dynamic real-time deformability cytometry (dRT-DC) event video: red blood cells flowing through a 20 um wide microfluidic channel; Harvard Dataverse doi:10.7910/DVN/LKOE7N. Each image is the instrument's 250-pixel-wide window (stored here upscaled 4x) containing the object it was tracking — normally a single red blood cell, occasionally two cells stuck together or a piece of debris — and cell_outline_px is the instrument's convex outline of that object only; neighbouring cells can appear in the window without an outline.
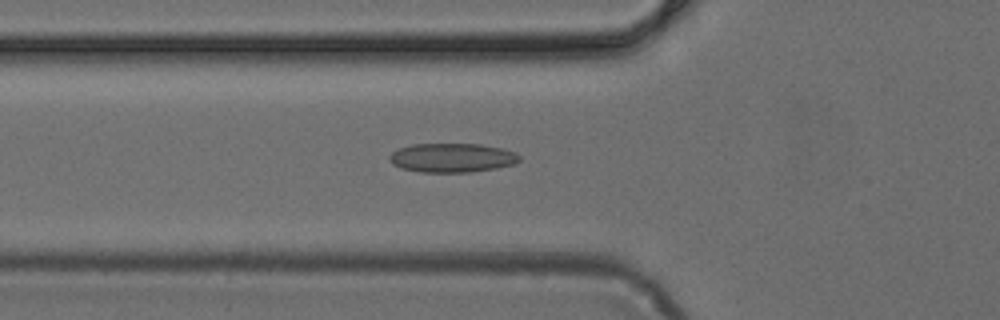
{"species": "common noctule bat (a hibernating species)", "species_latin": "Nyctalus noctula", "temperature_condition": "cold", "stored_images_in_passage": 37, "camera_frame_rate_fps": 3000, "um_per_image_px": 0.085, "animal": {"sex": "female", "body_mass_g": 24.6, "forearm_length_mm": 56.2}, "frame": {"image": 1, "passage_image": 5, "time_ms": 1.333, "image_size_px": [1000, 320], "cell_outline_px": [[520, 160], [516, 164], [496, 168], [472, 172], [420, 172], [400, 168], [392, 164], [388, 160], [388, 156], [392, 152], [400, 148], [412, 144], [480, 144], [504, 148], [516, 152], [520, 156]], "centroid_in_image_um": [38.44, 13.41], "position_along_channel_um": 87.4, "area_um2": 22.31}}
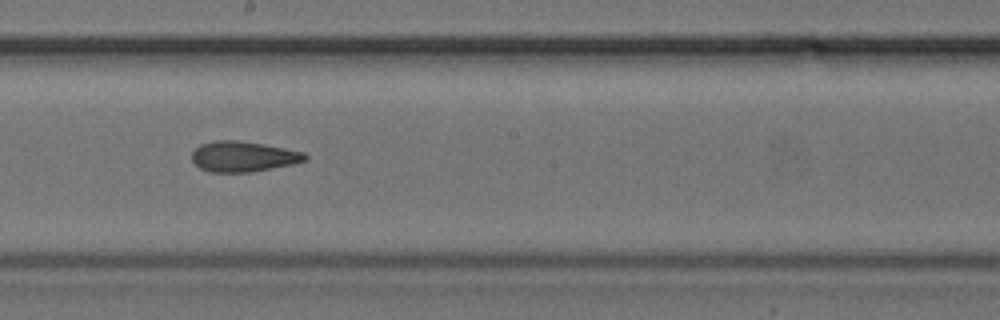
{"frame": {"image": 2, "passage_image": 15, "time_ms": 4.667, "image_size_px": [1000, 320], "cell_outline_px": [[308, 160], [292, 164], [252, 172], [208, 172], [200, 168], [192, 160], [192, 152], [200, 144], [216, 140], [236, 140], [264, 144], [304, 152], [308, 156]], "centroid_in_image_um": [20.67, 13.3], "position_along_channel_um": 227.5, "area_um2": 20.11}}
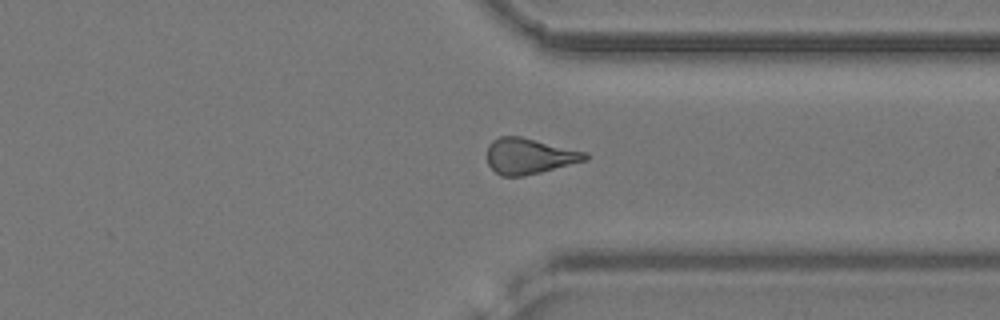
{"frame": {"image": 3, "passage_image": 25, "time_ms": 8.0, "image_size_px": [1000, 320], "cell_outline_px": [[588, 160], [524, 176], [500, 176], [488, 164], [488, 144], [492, 140], [500, 136], [520, 136], [588, 152]], "centroid_in_image_um": [45.0, 13.26], "position_along_channel_um": 366.4, "area_um2": 20.46}}